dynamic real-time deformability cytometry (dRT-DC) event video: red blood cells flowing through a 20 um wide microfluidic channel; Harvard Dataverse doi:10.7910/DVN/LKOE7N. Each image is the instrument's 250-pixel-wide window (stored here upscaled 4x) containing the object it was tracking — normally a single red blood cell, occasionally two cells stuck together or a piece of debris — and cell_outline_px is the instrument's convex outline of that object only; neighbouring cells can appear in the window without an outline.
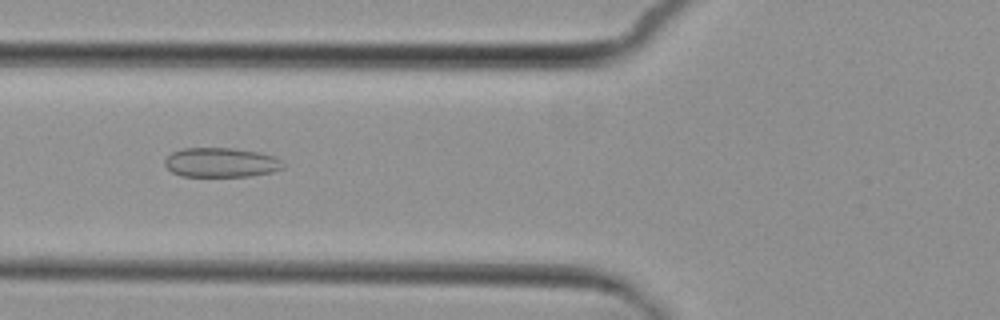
{"species": "common noctule bat (a hibernating species)", "species_latin": "Nyctalus noctula", "temperature_condition": "cold", "stored_images_in_passage": 4, "camera_frame_rate_fps": 3000, "um_per_image_px": 0.085, "animal": {"sex": "female", "body_mass_g": 29.2, "forearm_length_mm": 56.3}, "frame": {"image": 1, "passage_image": 3, "time_ms": 2.0, "image_size_px": [1000, 320], "cell_outline_px": [[284, 168], [272, 172], [248, 176], [180, 176], [172, 172], [164, 164], [164, 160], [172, 152], [184, 148], [236, 148], [260, 152], [272, 156], [280, 160]], "centroid_in_image_um": [18.77, 13.81], "position_along_channel_um": 107.0, "area_um2": 20.29}}
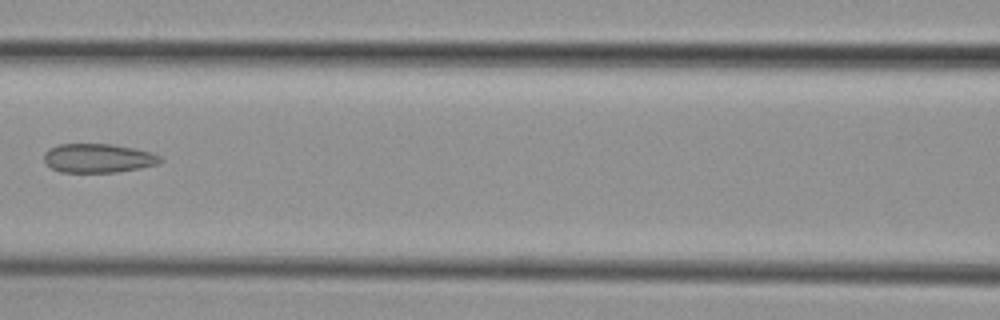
{"frame": {"image": 2, "passage_image": 4, "time_ms": 3.333, "image_size_px": [1000, 320], "cell_outline_px": [[164, 160], [160, 164], [140, 168], [116, 172], [60, 172], [52, 168], [44, 160], [44, 152], [48, 148], [60, 144], [112, 144], [132, 148], [148, 152], [160, 156]], "centroid_in_image_um": [8.34, 13.45], "position_along_channel_um": 158.3, "area_um2": 19.59}}